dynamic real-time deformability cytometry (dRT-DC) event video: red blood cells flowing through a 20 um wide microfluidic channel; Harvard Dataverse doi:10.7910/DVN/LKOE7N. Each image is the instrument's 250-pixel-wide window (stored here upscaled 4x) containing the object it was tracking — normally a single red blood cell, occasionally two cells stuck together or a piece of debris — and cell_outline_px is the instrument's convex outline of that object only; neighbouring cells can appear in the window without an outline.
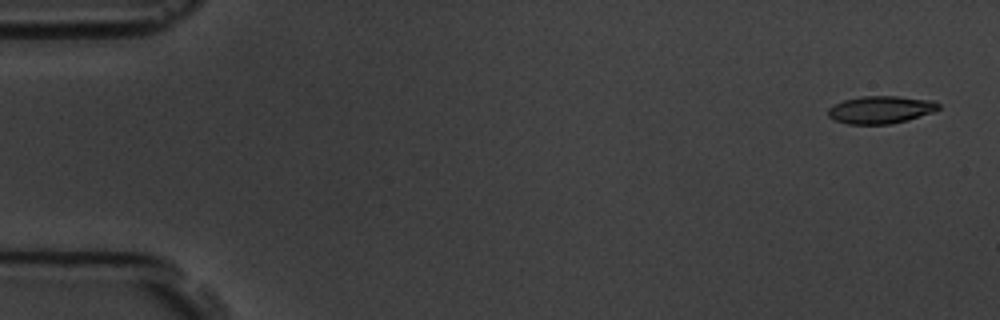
{"species": "common noctule bat (a hibernating species)", "species_latin": "Nyctalus noctula", "temperature_condition": "room temperature", "stored_images_in_passage": 5, "camera_frame_rate_fps": 3000, "um_per_image_px": 0.085, "animal": {"sex": "male", "body_mass_g": 19.5, "forearm_length_mm": 54.6}, "frame": {"image": 1, "passage_image": 1, "time_ms": 0.0, "image_size_px": [1000, 320], "cell_outline_px": [[940, 108], [936, 112], [908, 120], [892, 124], [848, 124], [836, 120], [828, 116], [828, 108], [844, 100], [860, 96], [900, 96], [936, 100], [940, 104]], "centroid_in_image_um": [74.94, 9.32], "position_along_channel_um": 10.1, "area_um2": 18.03}}
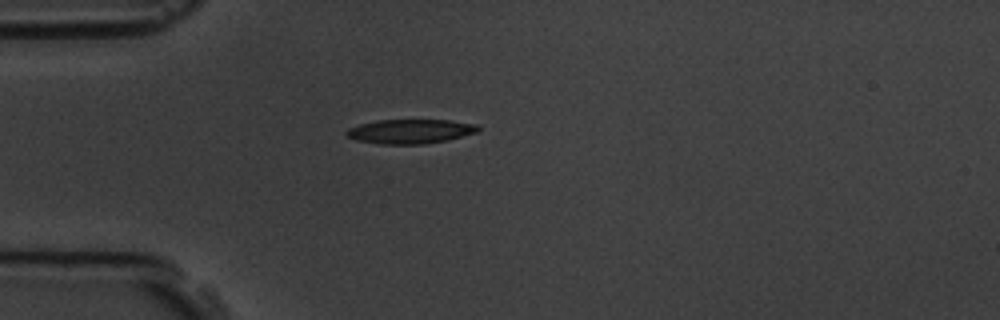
{"frame": {"image": 2, "passage_image": 4, "time_ms": 4.333, "image_size_px": [1000, 320], "cell_outline_px": [[480, 128], [476, 132], [448, 140], [424, 144], [380, 144], [356, 140], [348, 136], [344, 132], [348, 128], [360, 124], [376, 120], [448, 120], [476, 124]], "centroid_in_image_um": [34.85, 11.17], "position_along_channel_um": 50.2, "area_um2": 18.61}}